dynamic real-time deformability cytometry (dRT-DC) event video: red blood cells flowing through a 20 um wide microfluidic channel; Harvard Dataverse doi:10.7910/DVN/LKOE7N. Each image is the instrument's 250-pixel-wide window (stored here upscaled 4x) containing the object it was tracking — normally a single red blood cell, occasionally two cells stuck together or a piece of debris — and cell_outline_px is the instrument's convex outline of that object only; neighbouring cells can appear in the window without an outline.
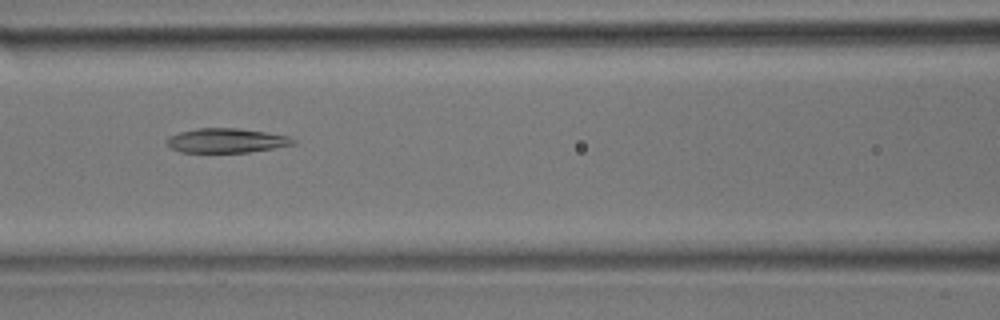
{"species": "common noctule bat (a hibernating species)", "species_latin": "Nyctalus noctula", "temperature_condition": "room temperature", "stored_images_in_passage": 34, "camera_frame_rate_fps": 3000, "um_per_image_px": 0.085, "animal": {"sex": "male", "body_mass_g": 17.9}, "frame": {"image": 1, "passage_image": 13, "time_ms": 4.0, "image_size_px": [1000, 320], "cell_outline_px": [[296, 144], [248, 152], [180, 152], [172, 148], [164, 140], [168, 136], [180, 132], [196, 128], [236, 128], [264, 132], [288, 136], [296, 140]], "centroid_in_image_um": [19.21, 11.94], "position_along_channel_um": 147.4, "area_um2": 17.86}}
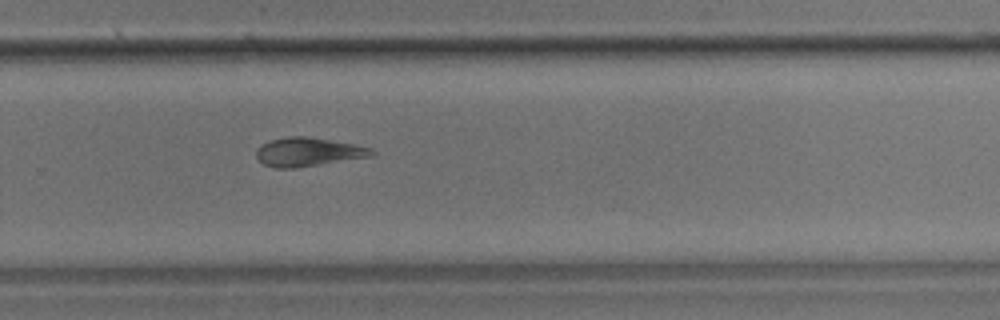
{"frame": {"image": 2, "passage_image": 22, "time_ms": 7.0, "image_size_px": [1000, 320], "cell_outline_px": [[376, 156], [296, 168], [276, 168], [264, 164], [256, 156], [256, 152], [260, 144], [272, 140], [288, 136], [308, 136], [356, 144], [372, 148], [376, 152]], "centroid_in_image_um": [26.26, 12.91], "position_along_channel_um": 303.5, "area_um2": 19.59}}
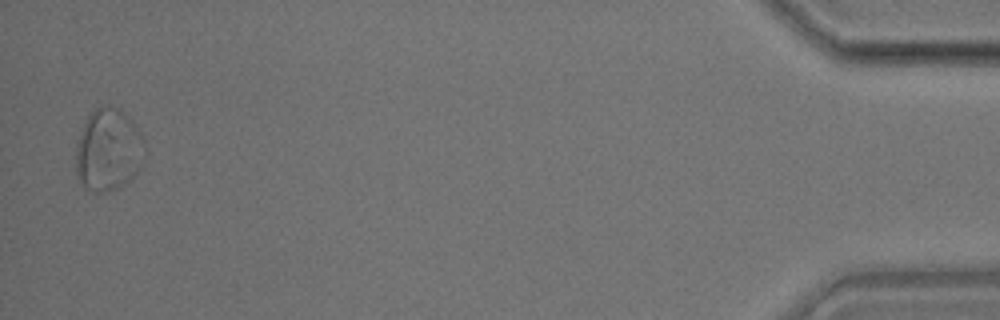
{"frame": {"image": 3, "passage_image": 34, "time_ms": 11.0, "image_size_px": [1000, 320], "cell_outline_px": [[144, 156], [140, 168], [128, 180], [116, 188], [104, 192], [96, 192], [84, 188], [76, 172], [76, 144], [88, 112], [104, 104], [108, 104], [120, 108], [132, 120], [140, 132], [144, 140]], "centroid_in_image_um": [9.19, 12.69], "position_along_channel_um": 426.0, "area_um2": 33.29}}